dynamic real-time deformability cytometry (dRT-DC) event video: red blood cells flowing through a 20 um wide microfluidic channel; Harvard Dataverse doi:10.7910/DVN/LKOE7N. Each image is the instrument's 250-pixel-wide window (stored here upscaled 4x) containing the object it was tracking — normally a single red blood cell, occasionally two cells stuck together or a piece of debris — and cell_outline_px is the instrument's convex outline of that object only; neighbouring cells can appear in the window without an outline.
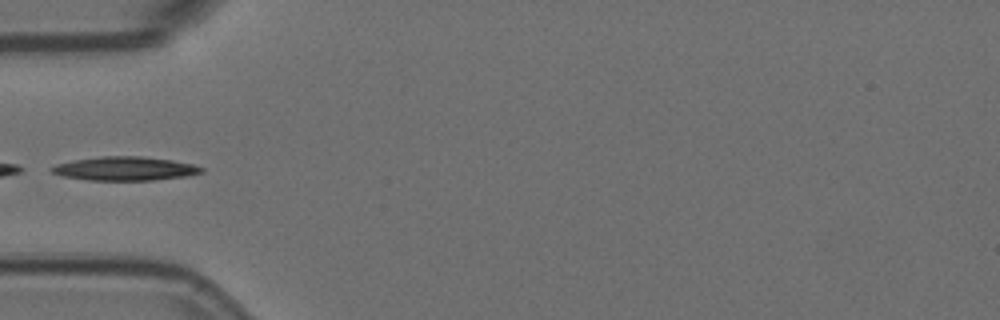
{"species": "Egyptian fruit bat (a non-hibernating species)", "species_latin": "Rousettus aegyptiacus", "temperature_condition": "room temperature", "stored_images_in_passage": 38, "camera_frame_rate_fps": 3000, "um_per_image_px": 0.085, "animal": {"sex": "female"}, "frame": {"image": 1, "passage_image": 1, "time_ms": 0.0, "image_size_px": [1000, 320], "cell_outline_px": [[204, 172], [188, 176], [152, 180], [88, 180], [64, 176], [52, 172], [48, 168], [56, 164], [72, 160], [100, 156], [140, 156], [172, 160], [192, 164], [204, 168]], "centroid_in_image_um": [10.62, 14.33], "position_along_channel_um": 74.4, "area_um2": 20.81}}